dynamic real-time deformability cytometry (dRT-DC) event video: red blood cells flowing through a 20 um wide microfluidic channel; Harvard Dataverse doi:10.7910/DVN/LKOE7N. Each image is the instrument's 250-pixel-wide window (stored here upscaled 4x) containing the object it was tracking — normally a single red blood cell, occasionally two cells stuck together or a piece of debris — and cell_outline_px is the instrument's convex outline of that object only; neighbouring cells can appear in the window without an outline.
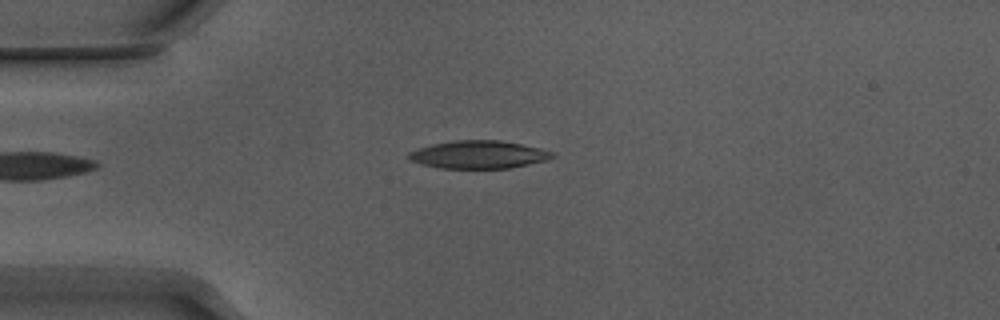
{"species": "Egyptian fruit bat (a non-hibernating species)", "species_latin": "Rousettus aegyptiacus", "temperature_condition": "warm", "stored_images_in_passage": 37, "camera_frame_rate_fps": 3000, "um_per_image_px": 0.085, "animal": {"sex": "male"}, "frame": {"image": 1, "passage_image": 1, "time_ms": 0.0, "image_size_px": [1000, 320], "cell_outline_px": [[556, 156], [548, 160], [512, 168], [440, 168], [420, 164], [412, 160], [408, 156], [408, 152], [432, 144], [452, 140], [500, 140], [540, 148], [552, 152]], "centroid_in_image_um": [40.71, 13.14], "position_along_channel_um": 44.3, "area_um2": 23.29}}
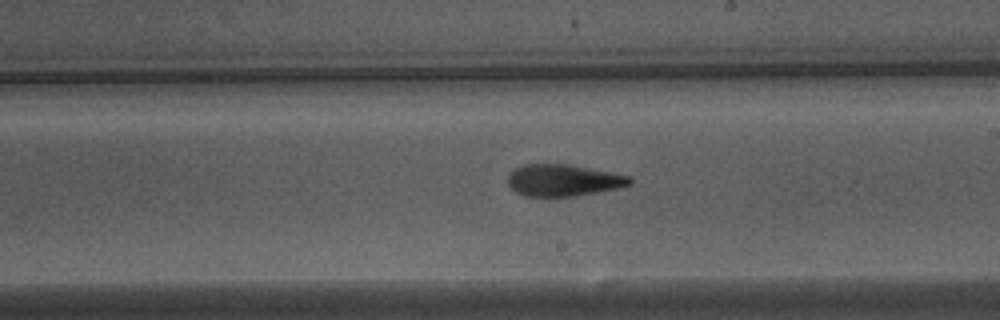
{"frame": {"image": 2, "passage_image": 18, "time_ms": 5.667, "image_size_px": [1000, 320], "cell_outline_px": [[632, 184], [600, 192], [572, 196], [524, 196], [516, 192], [508, 184], [508, 176], [516, 168], [524, 164], [568, 164], [632, 176]], "centroid_in_image_um": [47.9, 15.32], "position_along_channel_um": 241.1, "area_um2": 22.48}}
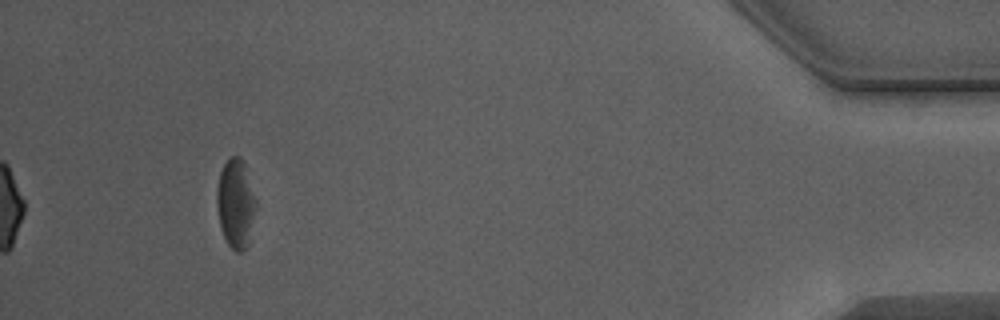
{"frame": {"image": 3, "passage_image": 37, "time_ms": 12.0, "image_size_px": [1000, 320], "cell_outline_px": [[256, 208], [248, 244], [240, 252], [236, 252], [228, 244], [220, 228], [216, 204], [216, 192], [220, 172], [228, 156], [240, 156], [244, 164], [256, 200]], "centroid_in_image_um": [20.01, 17.29], "position_along_channel_um": 415.2, "area_um2": 20.23}, "authors_computed_cell_mechanics": {"area_um2": 23.3512, "velocity_mm_per_s": 3.8409, "shape_relaxation_time_tau1_ms": 3.2168, "shape_relaxation_time_tau2_ms": 8.5419, "deformation_change_tau1": 0.1352, "deformation_change_tau2": 0.2295}}